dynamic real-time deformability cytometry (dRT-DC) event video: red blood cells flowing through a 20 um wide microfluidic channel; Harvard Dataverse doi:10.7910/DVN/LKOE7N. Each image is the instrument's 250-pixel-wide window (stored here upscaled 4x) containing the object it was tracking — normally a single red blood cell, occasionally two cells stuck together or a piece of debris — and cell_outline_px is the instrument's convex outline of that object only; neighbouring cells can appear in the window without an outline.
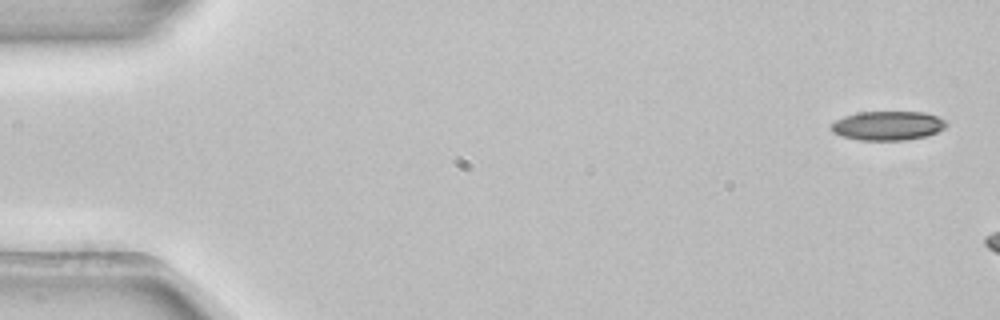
{"species": "common noctule bat (a hibernating species)", "species_latin": "Nyctalus noctula", "temperature_condition": "room temperature", "stored_images_in_passage": 3, "camera_frame_rate_fps": 3000, "um_per_image_px": 0.085, "animal": {"sex": "female", "body_mass_g": 22.7, "forearm_length_mm": 54.2}, "frame": {"image": 1, "passage_image": 1, "time_ms": 0.0, "image_size_px": [1000, 320], "cell_outline_px": [[948, 124], [944, 128], [928, 136], [904, 140], [860, 140], [840, 136], [832, 132], [832, 124], [836, 120], [844, 116], [860, 112], [924, 112], [948, 120]], "centroid_in_image_um": [75.49, 10.68], "position_along_channel_um": 9.5, "area_um2": 19.59}}